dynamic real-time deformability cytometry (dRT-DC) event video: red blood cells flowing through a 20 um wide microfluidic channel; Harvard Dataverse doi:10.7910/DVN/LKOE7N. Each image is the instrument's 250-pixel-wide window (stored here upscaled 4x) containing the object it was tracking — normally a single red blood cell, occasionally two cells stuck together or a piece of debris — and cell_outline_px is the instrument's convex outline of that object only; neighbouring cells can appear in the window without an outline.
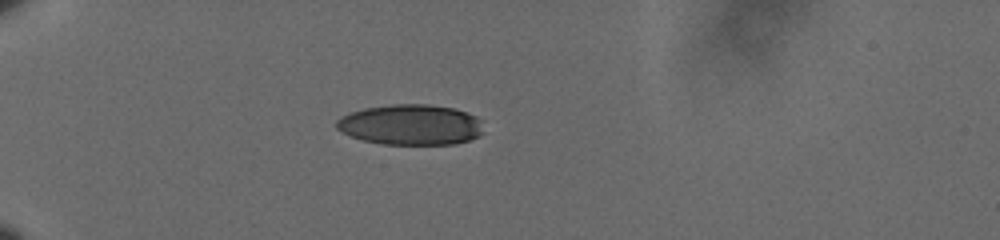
{"species": "human", "species_latin": "Homo sapiens", "temperature_condition": "cold", "stored_images_in_passage": 19, "camera_frame_rate_fps": 3000, "um_per_image_px": 0.085, "donor": {"sex": "male"}, "frame": {"image": 1, "passage_image": 14, "time_ms": 4.333, "image_size_px": [1000, 240], "cell_outline_px": [[484, 132], [480, 136], [456, 144], [380, 144], [364, 140], [340, 132], [336, 128], [336, 120], [340, 116], [364, 108], [392, 104], [428, 104], [452, 108], [468, 112], [476, 116], [480, 120]], "centroid_in_image_um": [34.92, 10.6], "position_along_channel_um": 50.1, "area_um2": 34.91}}
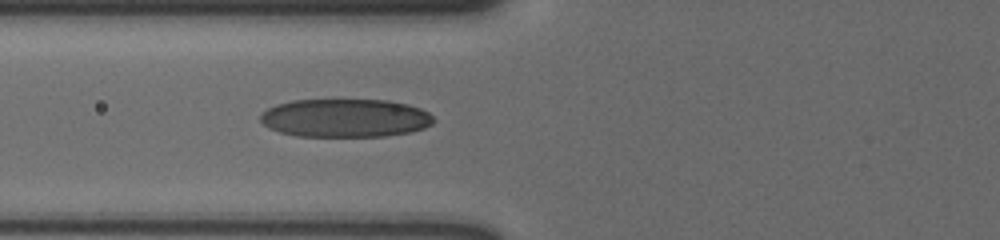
{"frame": {"image": 2, "passage_image": 19, "time_ms": 6.0, "image_size_px": [1000, 240], "cell_outline_px": [[432, 124], [424, 128], [412, 132], [384, 136], [296, 136], [280, 132], [268, 128], [260, 120], [260, 112], [276, 104], [292, 100], [388, 100], [408, 104], [420, 108], [428, 112], [432, 116]], "centroid_in_image_um": [29.32, 10.03], "position_along_channel_um": 96.5, "area_um2": 38.84}}